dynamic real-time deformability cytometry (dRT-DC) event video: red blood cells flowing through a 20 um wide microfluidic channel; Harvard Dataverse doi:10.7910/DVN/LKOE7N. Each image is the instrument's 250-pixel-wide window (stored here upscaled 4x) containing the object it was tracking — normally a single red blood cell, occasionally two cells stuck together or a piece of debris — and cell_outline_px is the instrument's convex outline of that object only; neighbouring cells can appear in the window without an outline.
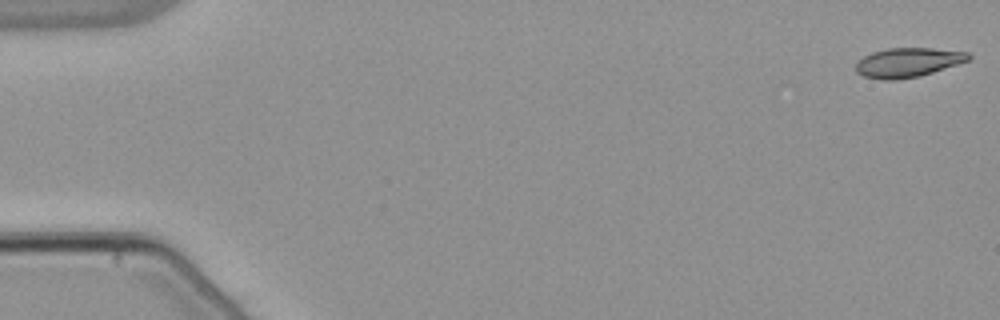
{"species": "common noctule bat (a hibernating species)", "species_latin": "Nyctalus noctula", "temperature_condition": "warm", "stored_images_in_passage": 54, "camera_frame_rate_fps": 3000, "um_per_image_px": 0.085, "animal": {"sex": "male", "body_mass_g": 21.5, "forearm_length_mm": 52.0}, "frame": {"image": 1, "passage_image": 1, "time_ms": 0.0, "image_size_px": [1000, 320], "cell_outline_px": [[972, 56], [968, 60], [920, 76], [896, 80], [884, 80], [864, 76], [856, 72], [856, 64], [864, 56], [872, 52], [888, 48], [932, 48], [968, 52]], "centroid_in_image_um": [77.16, 5.3], "position_along_channel_um": 7.8, "area_um2": 19.07}}
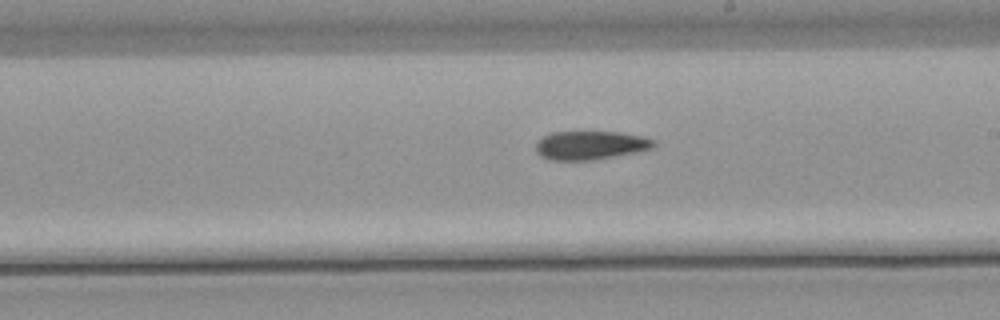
{"frame": {"image": 2, "passage_image": 31, "time_ms": 10.0, "image_size_px": [1000, 320], "cell_outline_px": [[656, 144], [652, 148], [636, 152], [592, 160], [548, 160], [540, 156], [536, 152], [536, 140], [552, 132], [620, 132], [644, 136], [656, 140]], "centroid_in_image_um": [50.18, 12.34], "position_along_channel_um": 238.8, "area_um2": 19.83}}
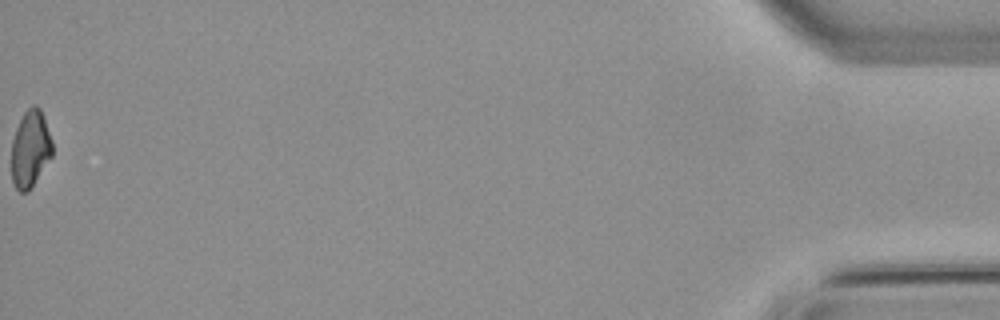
{"frame": {"image": 3, "passage_image": 54, "time_ms": 17.667, "image_size_px": [1000, 320], "cell_outline_px": [[52, 156], [28, 192], [20, 192], [16, 188], [12, 180], [12, 140], [16, 128], [24, 112], [32, 104], [36, 104], [40, 108], [44, 116], [52, 140]], "centroid_in_image_um": [2.58, 12.63], "position_along_channel_um": 432.6, "area_um2": 18.32}, "authors_computed_cell_mechanics": {"area_um2": 19.8543, "velocity_mm_per_s": 3.8431, "shape_relaxation_time_tau1_ms": 6.5622, "shape_relaxation_time_tau2_ms": 9.9671, "deformation_change_tau1": 0.1712, "deformation_change_tau2": 0.1943}}